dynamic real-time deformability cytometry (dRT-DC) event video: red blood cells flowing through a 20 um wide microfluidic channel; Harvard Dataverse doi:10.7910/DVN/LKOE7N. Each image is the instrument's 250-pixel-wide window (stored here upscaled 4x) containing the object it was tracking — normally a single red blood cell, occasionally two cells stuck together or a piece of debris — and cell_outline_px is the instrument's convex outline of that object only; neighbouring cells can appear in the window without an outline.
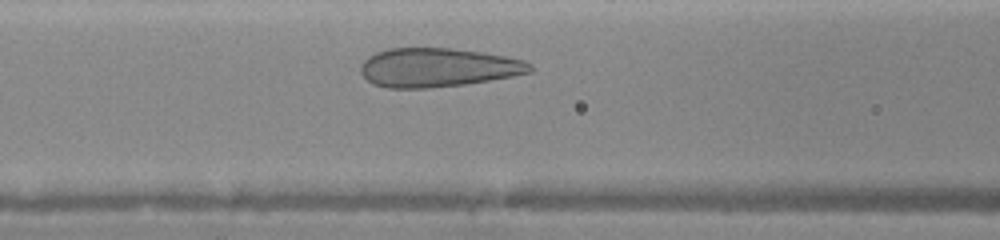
{"species": "human", "species_latin": "Homo sapiens", "temperature_condition": "warm", "stored_images_in_passage": 5, "camera_frame_rate_fps": 3000, "um_per_image_px": 0.085, "donor": {"sex": "female"}, "frame": {"image": 1, "passage_image": 5, "time_ms": 2.0, "image_size_px": [1000, 240], "cell_outline_px": [[532, 72], [512, 76], [464, 84], [428, 88], [388, 88], [372, 84], [360, 72], [360, 64], [368, 56], [376, 52], [388, 48], [452, 48], [480, 52], [504, 56], [524, 60], [532, 64]], "centroid_in_image_um": [37.18, 5.73], "position_along_channel_um": 129.4, "area_um2": 38.38}}